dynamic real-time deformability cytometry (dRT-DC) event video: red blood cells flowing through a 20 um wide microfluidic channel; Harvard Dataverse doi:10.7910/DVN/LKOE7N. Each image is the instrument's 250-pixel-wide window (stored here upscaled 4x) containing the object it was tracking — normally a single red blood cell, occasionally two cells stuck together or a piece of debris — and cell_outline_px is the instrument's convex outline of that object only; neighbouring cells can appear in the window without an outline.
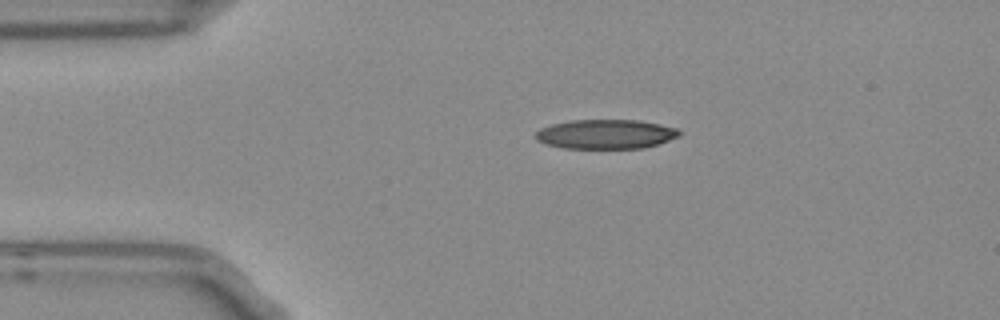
{"species": "Egyptian fruit bat (a non-hibernating species)", "species_latin": "Rousettus aegyptiacus", "temperature_condition": "room temperature", "stored_images_in_passage": 4, "camera_frame_rate_fps": 3000, "um_per_image_px": 0.085, "frame": {"image": 1, "passage_image": 4, "time_ms": 1.0, "image_size_px": [1000, 320], "cell_outline_px": [[680, 136], [656, 144], [640, 148], [564, 148], [548, 144], [536, 140], [536, 132], [540, 128], [552, 124], [572, 120], [640, 120], [660, 124], [676, 128], [680, 132]], "centroid_in_image_um": [51.48, 11.39], "position_along_channel_um": 33.5, "area_um2": 24.39}}